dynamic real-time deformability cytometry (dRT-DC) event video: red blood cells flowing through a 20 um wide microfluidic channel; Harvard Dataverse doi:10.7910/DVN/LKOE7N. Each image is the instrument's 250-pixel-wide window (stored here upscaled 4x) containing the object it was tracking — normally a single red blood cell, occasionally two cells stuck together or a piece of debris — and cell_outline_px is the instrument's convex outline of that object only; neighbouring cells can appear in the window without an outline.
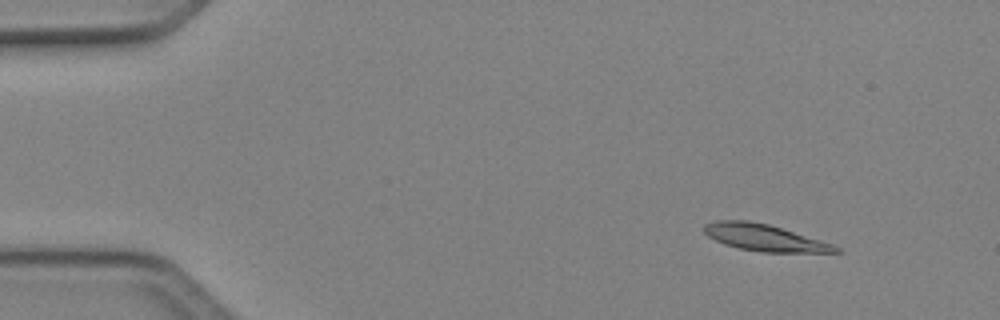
{"species": "Egyptian fruit bat (a non-hibernating species)", "species_latin": "Rousettus aegyptiacus", "temperature_condition": "cold", "stored_images_in_passage": 50, "camera_frame_rate_fps": 3000, "um_per_image_px": 0.085, "animal": {"sex": "female"}, "frame": {"image": 1, "passage_image": 6, "time_ms": 1.667, "image_size_px": [1000, 320], "cell_outline_px": [[844, 252], [760, 252], [740, 248], [724, 244], [708, 236], [704, 232], [704, 224], [716, 220], [748, 220], [768, 224], [820, 240], [832, 244], [840, 248]], "centroid_in_image_um": [64.96, 20.2], "position_along_channel_um": 20.0, "area_um2": 20.23}}
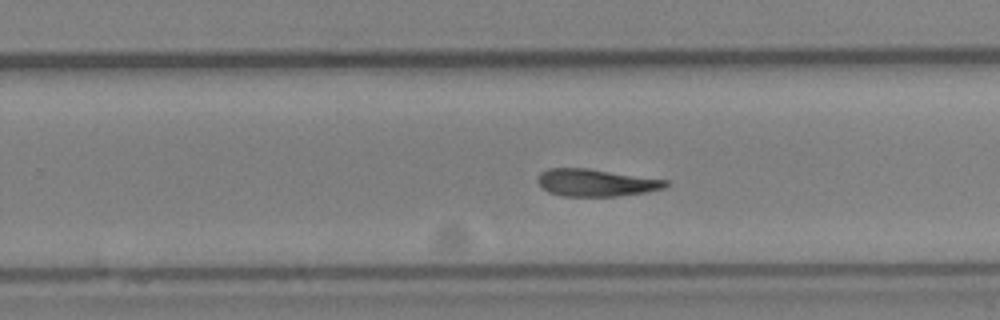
{"frame": {"image": 2, "passage_image": 32, "time_ms": 10.333, "image_size_px": [1000, 320], "cell_outline_px": [[668, 184], [664, 188], [648, 192], [616, 196], [564, 196], [548, 192], [536, 180], [536, 176], [540, 172], [548, 168], [588, 168], [668, 180]], "centroid_in_image_um": [50.64, 15.52], "position_along_channel_um": 279.2, "area_um2": 20.4}}
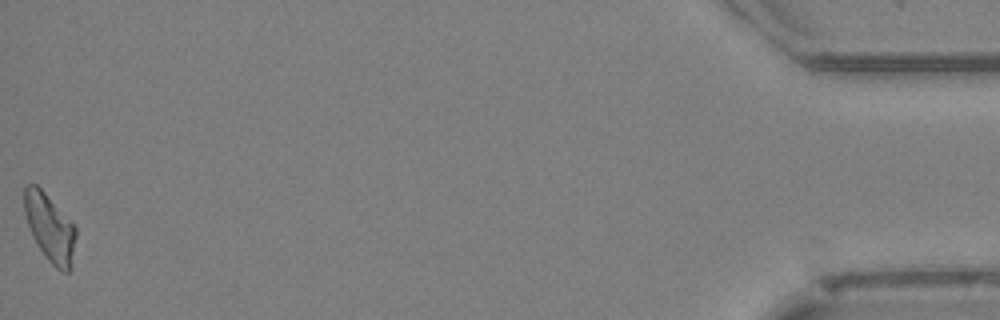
{"frame": {"image": 3, "passage_image": 50, "time_ms": 16.333, "image_size_px": [1000, 320], "cell_outline_px": [[76, 236], [72, 268], [68, 272], [64, 272], [56, 268], [48, 260], [36, 244], [32, 236], [24, 212], [24, 188], [28, 184], [36, 184], [44, 192], [76, 228]], "centroid_in_image_um": [4.23, 19.4], "position_along_channel_um": 431.0, "area_um2": 20.11}}